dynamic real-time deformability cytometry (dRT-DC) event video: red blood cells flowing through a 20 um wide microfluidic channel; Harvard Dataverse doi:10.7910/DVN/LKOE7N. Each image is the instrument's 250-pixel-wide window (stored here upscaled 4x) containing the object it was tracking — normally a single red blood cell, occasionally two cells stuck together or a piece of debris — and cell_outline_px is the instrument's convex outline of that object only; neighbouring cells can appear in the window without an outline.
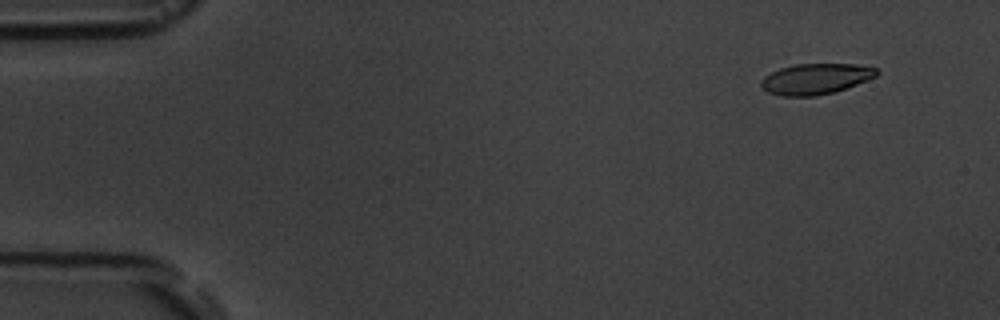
{"species": "common noctule bat (a hibernating species)", "species_latin": "Nyctalus noctula", "temperature_condition": "room temperature", "stored_images_in_passage": 7, "camera_frame_rate_fps": 3000, "um_per_image_px": 0.085, "animal": {"sex": "male", "body_mass_g": 19.5, "forearm_length_mm": 54.6}, "frame": {"image": 1, "passage_image": 2, "time_ms": 1.0, "image_size_px": [1000, 320], "cell_outline_px": [[880, 72], [876, 76], [856, 84], [832, 92], [816, 96], [780, 96], [768, 92], [760, 88], [760, 80], [764, 76], [780, 68], [796, 64], [856, 64], [876, 68]], "centroid_in_image_um": [69.28, 6.7], "position_along_channel_um": 15.7, "area_um2": 20.63}}
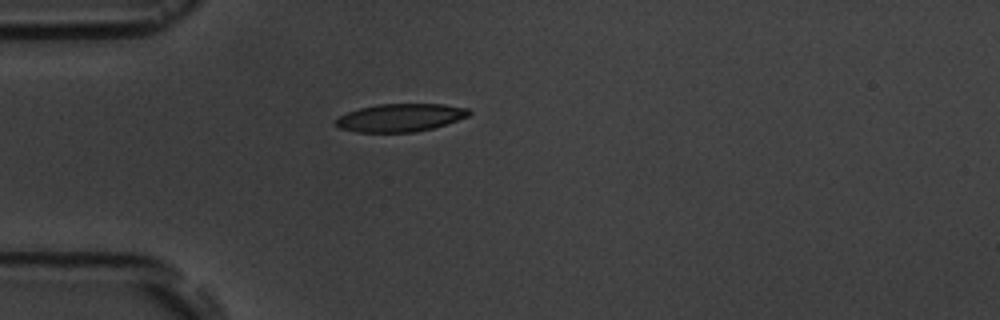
{"frame": {"image": 2, "passage_image": 5, "time_ms": 4.667, "image_size_px": [1000, 320], "cell_outline_px": [[472, 112], [468, 116], [432, 128], [416, 132], [356, 132], [340, 128], [332, 124], [340, 116], [348, 112], [360, 108], [376, 104], [444, 104], [468, 108]], "centroid_in_image_um": [34.0, 10.0], "position_along_channel_um": 51.0, "area_um2": 21.62}}
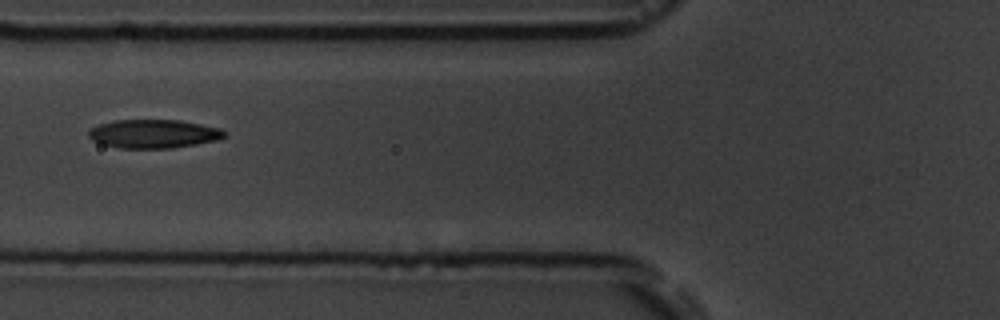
{"frame": {"image": 3, "passage_image": 7, "time_ms": 6.667, "image_size_px": [1000, 320], "cell_outline_px": [[228, 136], [216, 140], [196, 144], [172, 148], [120, 148], [104, 144], [92, 140], [88, 136], [88, 132], [92, 128], [100, 124], [116, 120], [180, 120], [220, 128]], "centroid_in_image_um": [13.07, 11.37], "position_along_channel_um": 112.7, "area_um2": 22.48}}